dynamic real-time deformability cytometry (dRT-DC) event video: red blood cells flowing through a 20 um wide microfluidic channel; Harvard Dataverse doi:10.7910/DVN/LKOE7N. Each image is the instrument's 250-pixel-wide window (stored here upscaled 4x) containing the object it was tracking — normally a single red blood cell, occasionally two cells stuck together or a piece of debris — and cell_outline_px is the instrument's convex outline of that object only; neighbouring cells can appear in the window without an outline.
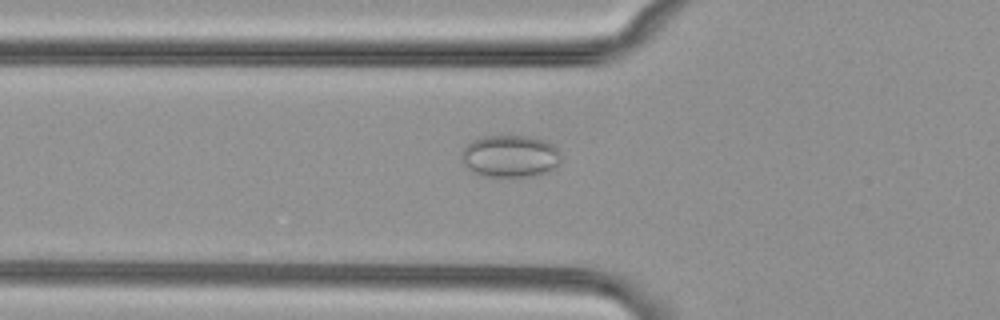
{"species": "common noctule bat (a hibernating species)", "species_latin": "Nyctalus noctula", "temperature_condition": "cold", "stored_images_in_passage": 43, "camera_frame_rate_fps": 3000, "um_per_image_px": 0.085, "animal": {"sex": "female", "body_mass_g": 29.2, "forearm_length_mm": 56.3}, "frame": {"image": 1, "passage_image": 7, "time_ms": 2.0, "image_size_px": [1000, 320], "cell_outline_px": [[560, 164], [556, 168], [548, 172], [532, 176], [484, 176], [472, 172], [464, 164], [460, 156], [460, 152], [472, 140], [484, 136], [528, 136], [544, 140], [552, 144], [560, 152]], "centroid_in_image_um": [43.37, 13.28], "position_along_channel_um": 82.4, "area_um2": 24.62}}
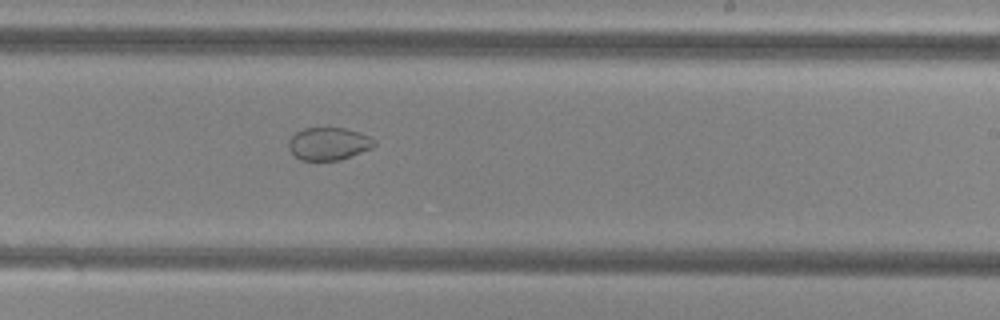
{"frame": {"image": 2, "passage_image": 21, "time_ms": 6.667, "image_size_px": [1000, 320], "cell_outline_px": [[376, 144], [372, 148], [340, 160], [300, 160], [288, 148], [288, 140], [296, 132], [304, 128], [344, 128], [360, 132], [376, 140]], "centroid_in_image_um": [27.94, 12.21], "position_along_channel_um": 261.1, "area_um2": 16.3}}
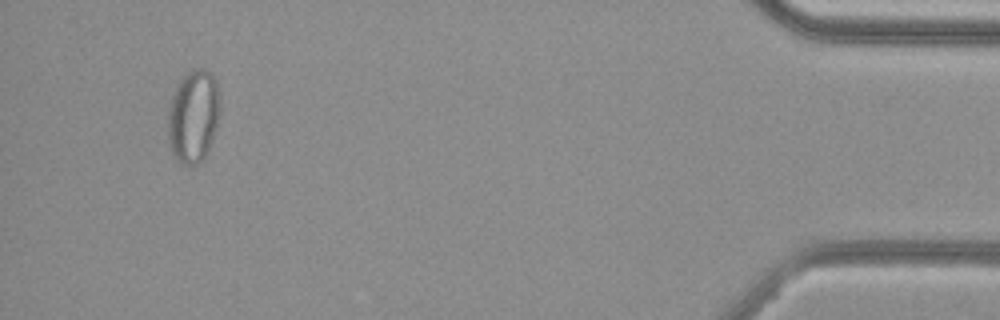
{"frame": {"image": 3, "passage_image": 39, "time_ms": 12.667, "image_size_px": [1000, 320], "cell_outline_px": [[220, 112], [216, 128], [208, 152], [196, 164], [180, 164], [176, 160], [168, 144], [168, 108], [172, 96], [180, 80], [192, 68], [204, 68], [212, 72], [216, 80], [220, 96]], "centroid_in_image_um": [16.45, 9.85], "position_along_channel_um": 418.8, "area_um2": 28.55}}